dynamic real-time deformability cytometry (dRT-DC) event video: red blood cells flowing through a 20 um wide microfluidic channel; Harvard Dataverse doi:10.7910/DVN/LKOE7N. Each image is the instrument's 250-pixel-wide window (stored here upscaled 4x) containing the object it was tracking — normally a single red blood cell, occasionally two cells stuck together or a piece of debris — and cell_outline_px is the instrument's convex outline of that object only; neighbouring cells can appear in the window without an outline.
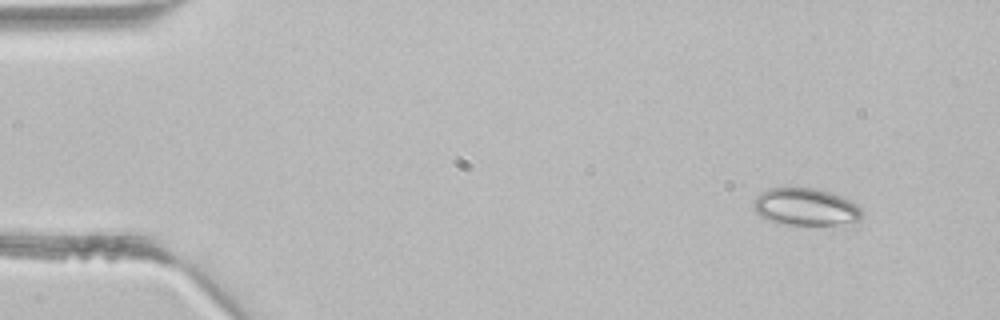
{"species": "common noctule bat (a hibernating species)", "species_latin": "Nyctalus noctula", "temperature_condition": "room temperature", "stored_images_in_passage": 2, "camera_frame_rate_fps": 3000, "um_per_image_px": 0.085, "animal": {"sex": "male", "body_mass_g": 21.5, "forearm_length_mm": 52.0}, "frame": {"image": 1, "passage_image": 2, "time_ms": 0.333, "image_size_px": [1000, 320], "cell_outline_px": [[860, 220], [852, 224], [780, 224], [768, 220], [760, 216], [756, 212], [756, 196], [760, 192], [768, 188], [816, 188], [844, 196], [856, 204], [860, 208]], "centroid_in_image_um": [68.51, 17.58], "position_along_channel_um": 16.5, "area_um2": 23.47}}